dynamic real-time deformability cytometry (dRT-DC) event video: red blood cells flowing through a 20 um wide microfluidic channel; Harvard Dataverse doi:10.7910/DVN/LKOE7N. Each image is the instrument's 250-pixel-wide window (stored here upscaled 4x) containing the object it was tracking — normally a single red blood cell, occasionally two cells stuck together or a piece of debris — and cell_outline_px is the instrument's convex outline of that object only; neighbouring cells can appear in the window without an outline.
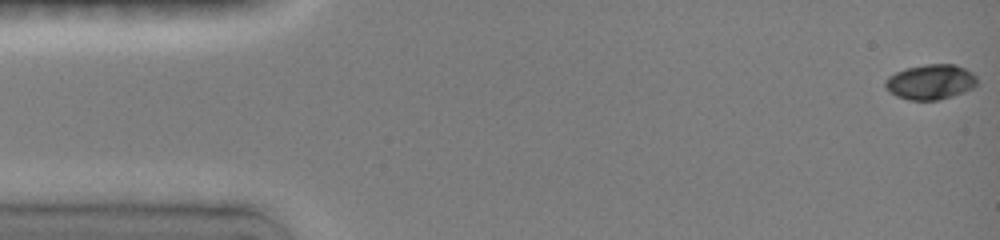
{"species": "common noctule bat (a hibernating species)", "species_latin": "Nyctalus noctula", "temperature_condition": "room temperature", "stored_images_in_passage": 43, "camera_frame_rate_fps": 3000, "um_per_image_px": 0.085, "animal": {"sex": "female", "body_mass_g": 19.0, "forearm_length_mm": 51.5}, "frame": {"image": 1, "passage_image": 1, "time_ms": 0.0, "image_size_px": [1000, 240], "cell_outline_px": [[976, 84], [972, 88], [964, 92], [952, 96], [936, 100], [908, 100], [896, 96], [888, 92], [884, 88], [884, 80], [888, 76], [904, 68], [924, 64], [956, 64], [972, 72], [976, 76]], "centroid_in_image_um": [79.05, 6.96], "position_along_channel_um": 6.0, "area_um2": 19.02}}
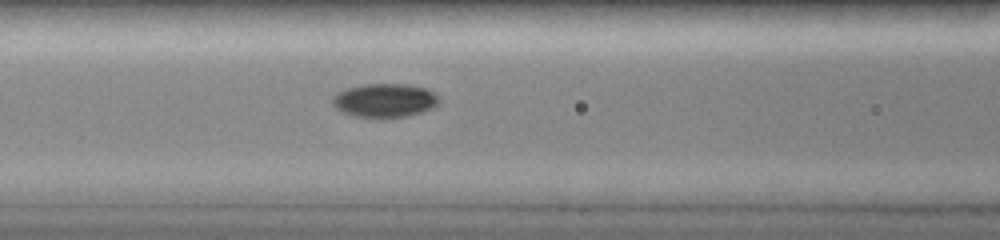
{"frame": {"image": 2, "passage_image": 15, "time_ms": 6.333, "image_size_px": [1000, 240], "cell_outline_px": [[440, 104], [424, 112], [408, 116], [388, 120], [376, 120], [352, 116], [336, 108], [332, 104], [332, 96], [348, 88], [368, 84], [404, 84], [428, 88], [440, 100]], "centroid_in_image_um": [32.72, 8.59], "position_along_channel_um": 133.9, "area_um2": 21.62}}
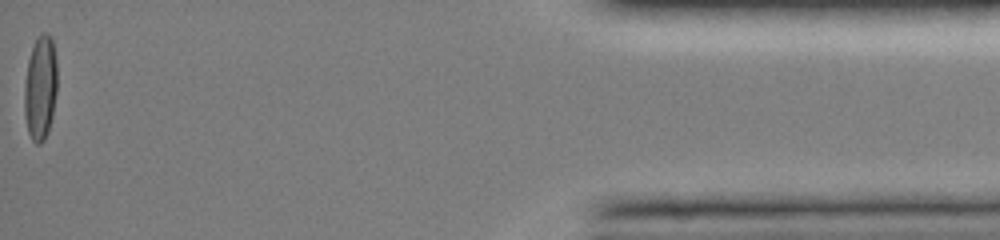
{"frame": {"image": 3, "passage_image": 43, "time_ms": 15.667, "image_size_px": [1000, 240], "cell_outline_px": [[56, 92], [52, 116], [48, 132], [44, 140], [40, 144], [36, 144], [32, 140], [28, 132], [24, 112], [24, 84], [28, 60], [36, 36], [44, 32], [48, 32], [52, 36], [56, 60]], "centroid_in_image_um": [3.42, 7.44], "position_along_channel_um": 431.8, "area_um2": 20.23}, "authors_computed_cell_mechanics": {"area_um2": 19.652, "velocity_mm_per_s": 4.0489, "shape_relaxation_time_tau1_ms": 6.5177, "shape_relaxation_time_tau2_ms": 3.9504, "deformation_change_tau1": 0.2033, "deformation_change_tau2": 0.0262}}